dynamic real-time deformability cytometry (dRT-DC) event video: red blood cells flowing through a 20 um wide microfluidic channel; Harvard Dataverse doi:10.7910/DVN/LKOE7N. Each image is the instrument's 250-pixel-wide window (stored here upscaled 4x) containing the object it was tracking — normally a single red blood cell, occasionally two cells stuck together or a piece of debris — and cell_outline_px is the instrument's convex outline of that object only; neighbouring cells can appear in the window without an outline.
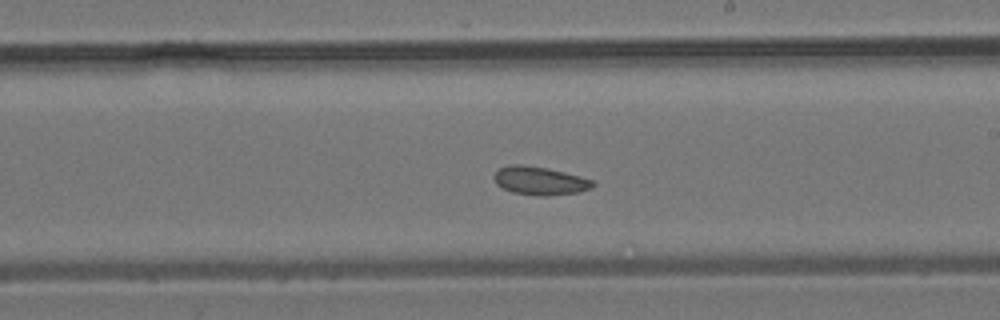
{"species": "common noctule bat (a hibernating species)", "species_latin": "Nyctalus noctula", "temperature_condition": "room temperature", "stored_images_in_passage": 30, "camera_frame_rate_fps": 3000, "um_per_image_px": 0.085, "animal": {"sex": "male", "body_mass_g": 19.2, "forearm_length_mm": 51.8}, "frame": {"image": 1, "passage_image": 13, "time_ms": 4.0, "image_size_px": [1000, 320], "cell_outline_px": [[596, 184], [592, 188], [580, 192], [548, 196], [536, 196], [512, 192], [496, 184], [492, 176], [500, 168], [508, 164], [520, 164], [548, 168], [580, 176], [592, 180]], "centroid_in_image_um": [45.89, 15.37], "position_along_channel_um": 243.1, "area_um2": 16.47}}
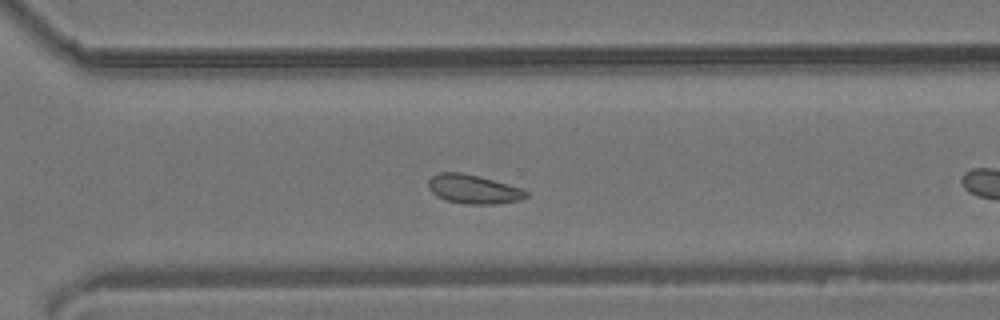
{"frame": {"image": 2, "passage_image": 18, "time_ms": 5.667, "image_size_px": [1000, 320], "cell_outline_px": [[528, 196], [520, 200], [496, 204], [464, 204], [444, 200], [436, 196], [428, 188], [428, 180], [432, 176], [440, 172], [460, 172], [480, 176], [520, 188], [528, 192]], "centroid_in_image_um": [40.21, 16.08], "position_along_channel_um": 330.4, "area_um2": 16.59}}